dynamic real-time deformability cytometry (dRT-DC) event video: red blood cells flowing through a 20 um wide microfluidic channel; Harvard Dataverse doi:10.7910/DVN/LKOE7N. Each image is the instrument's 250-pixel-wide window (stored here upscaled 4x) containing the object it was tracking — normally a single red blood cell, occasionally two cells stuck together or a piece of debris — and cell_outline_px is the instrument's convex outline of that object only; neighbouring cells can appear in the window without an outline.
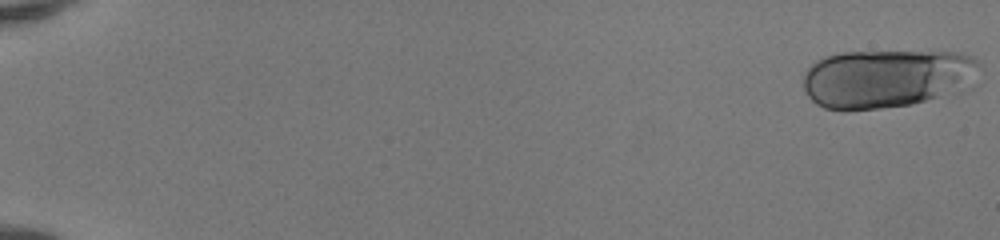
{"species": "human", "species_latin": "Homo sapiens", "temperature_condition": "room temperature", "stored_images_in_passage": 50, "camera_frame_rate_fps": 3000, "um_per_image_px": 0.085, "donor": {"sex": "female"}, "frame": {"image": 1, "passage_image": 1, "time_ms": 0.0, "image_size_px": [1000, 240], "cell_outline_px": [[980, 64], [964, 88], [960, 92], [912, 104], [880, 108], [844, 112], [824, 108], [816, 104], [808, 96], [804, 88], [804, 72], [816, 60], [824, 56], [840, 52], [956, 52], [968, 56], [976, 60]], "centroid_in_image_um": [75.28, 6.69], "position_along_channel_um": 9.7, "area_um2": 60.23}}
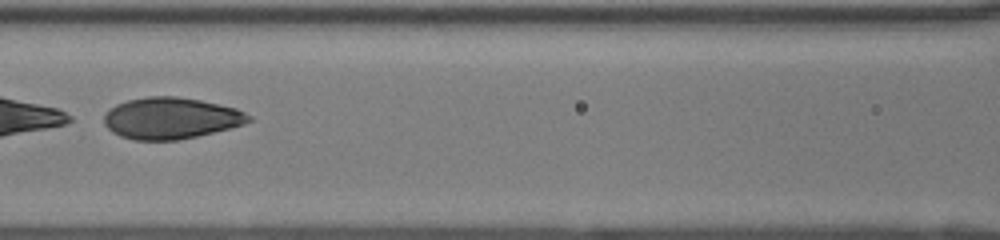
{"frame": {"image": 2, "passage_image": 26, "time_ms": 8.333, "image_size_px": [1000, 240], "cell_outline_px": [[252, 120], [244, 124], [196, 136], [176, 140], [136, 140], [120, 136], [112, 132], [104, 124], [104, 116], [116, 104], [128, 100], [148, 96], [176, 96], [200, 100], [236, 108], [252, 116]], "centroid_in_image_um": [14.52, 10.04], "position_along_channel_um": 152.1, "area_um2": 34.68}}
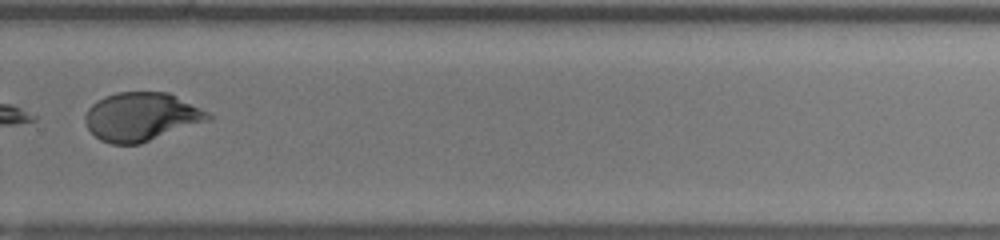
{"frame": {"image": 3, "passage_image": 38, "time_ms": 12.333, "image_size_px": [1000, 240], "cell_outline_px": [[212, 120], [140, 144], [112, 144], [100, 140], [88, 128], [84, 120], [84, 116], [88, 108], [96, 100], [104, 96], [116, 92], [168, 92], [208, 112], [212, 116]], "centroid_in_image_um": [12.01, 9.93], "position_along_channel_um": 317.8, "area_um2": 34.91}}